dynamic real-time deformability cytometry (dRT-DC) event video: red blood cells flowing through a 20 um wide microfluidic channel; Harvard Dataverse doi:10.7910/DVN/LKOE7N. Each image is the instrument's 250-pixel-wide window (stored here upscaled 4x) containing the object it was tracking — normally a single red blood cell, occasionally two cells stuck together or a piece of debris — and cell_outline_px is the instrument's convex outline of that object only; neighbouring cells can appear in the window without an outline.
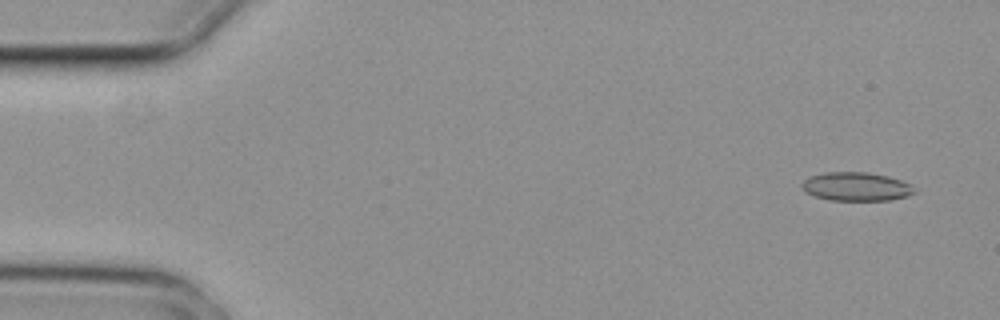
{"species": "common noctule bat (a hibernating species)", "species_latin": "Nyctalus noctula", "temperature_condition": "cold", "stored_images_in_passage": 4, "segment_of_instrument_passage": [1, 2], "camera_frame_rate_fps": 3000, "um_per_image_px": 0.085, "animal": {"sex": "female", "body_mass_g": 29.2, "forearm_length_mm": 56.3}, "frame": {"image": 1, "passage_image": 1, "time_ms": 0.0, "image_size_px": [1000, 320], "cell_outline_px": [[916, 192], [908, 196], [888, 200], [828, 200], [804, 192], [800, 184], [808, 176], [824, 172], [868, 172], [888, 176], [912, 184]], "centroid_in_image_um": [72.76, 15.85], "position_along_channel_um": 12.2, "area_um2": 18.96}}
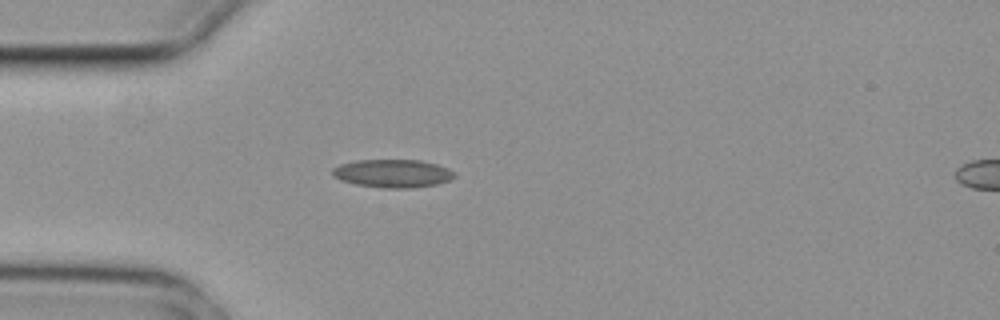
{"frame": {"image": 2, "passage_image": 3, "time_ms": 0.667, "image_size_px": [1000, 320], "cell_outline_px": [[456, 176], [448, 180], [436, 184], [412, 188], [380, 188], [356, 184], [340, 180], [332, 176], [332, 168], [340, 164], [356, 160], [420, 160], [436, 164], [448, 168], [456, 172]], "centroid_in_image_um": [33.36, 14.74], "position_along_channel_um": 51.6, "area_um2": 20.11}}